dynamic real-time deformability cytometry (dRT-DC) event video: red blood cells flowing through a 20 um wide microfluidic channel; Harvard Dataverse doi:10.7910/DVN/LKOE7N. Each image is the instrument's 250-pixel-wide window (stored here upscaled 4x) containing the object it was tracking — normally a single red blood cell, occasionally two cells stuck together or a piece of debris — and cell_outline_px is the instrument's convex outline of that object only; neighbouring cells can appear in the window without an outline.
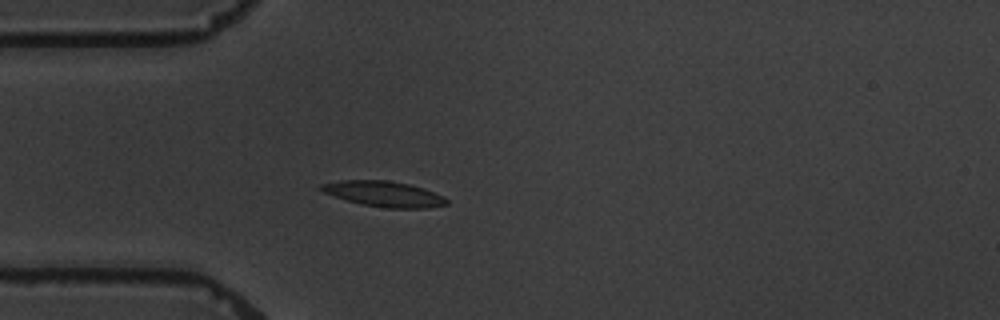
{"species": "common noctule bat (a hibernating species)", "species_latin": "Nyctalus noctula", "temperature_condition": "warm", "stored_images_in_passage": 3, "camera_frame_rate_fps": 3000, "um_per_image_px": 0.085, "animal": {"sex": "male", "body_mass_g": 19.5, "forearm_length_mm": 54.6}, "frame": {"image": 1, "passage_image": 3, "time_ms": 3.333, "image_size_px": [1000, 320], "cell_outline_px": [[448, 204], [428, 208], [384, 208], [360, 204], [324, 192], [316, 188], [320, 184], [340, 180], [388, 180], [408, 184], [424, 188], [444, 196], [448, 200]], "centroid_in_image_um": [32.64, 16.48], "position_along_channel_um": 52.4, "area_um2": 18.73}}